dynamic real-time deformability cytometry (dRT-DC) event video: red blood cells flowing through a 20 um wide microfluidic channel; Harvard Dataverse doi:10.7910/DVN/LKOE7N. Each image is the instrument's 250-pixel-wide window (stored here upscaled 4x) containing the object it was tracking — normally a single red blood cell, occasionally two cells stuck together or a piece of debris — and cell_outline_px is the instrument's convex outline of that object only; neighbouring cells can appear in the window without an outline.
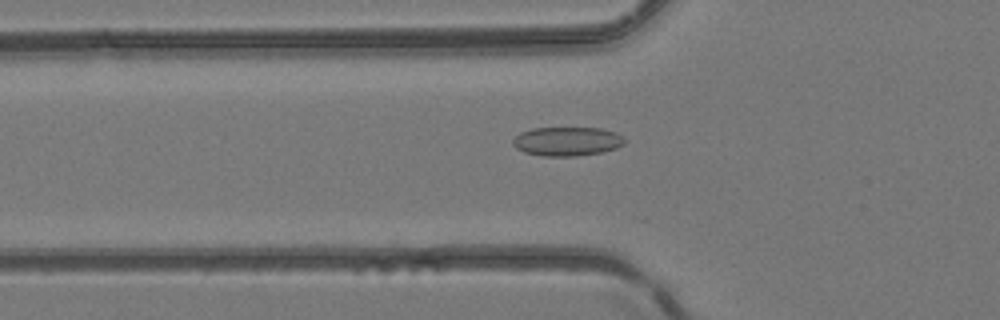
{"species": "common noctule bat (a hibernating species)", "species_latin": "Nyctalus noctula", "temperature_condition": "room temperature", "stored_images_in_passage": 20, "camera_frame_rate_fps": 3000, "um_per_image_px": 0.085, "animal": {"sex": "female", "body_mass_g": 24.6, "forearm_length_mm": 56.2}, "frame": {"image": 1, "passage_image": 11, "time_ms": 3.333, "image_size_px": [1000, 320], "cell_outline_px": [[624, 144], [616, 148], [600, 152], [576, 156], [544, 156], [524, 152], [516, 148], [512, 144], [512, 140], [520, 132], [532, 128], [600, 128], [616, 132], [624, 136]], "centroid_in_image_um": [48.19, 12.01], "position_along_channel_um": 77.6, "area_um2": 18.9}}
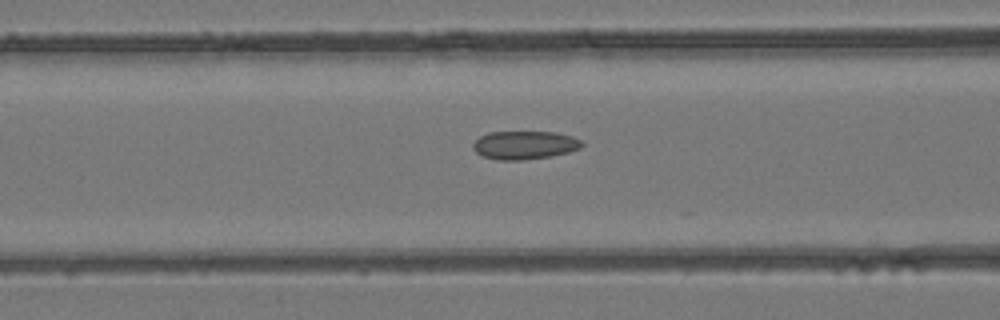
{"frame": {"image": 2, "passage_image": 14, "time_ms": 4.333, "image_size_px": [1000, 320], "cell_outline_px": [[584, 144], [580, 148], [568, 152], [548, 156], [520, 160], [500, 160], [484, 156], [476, 152], [472, 148], [472, 144], [480, 136], [488, 132], [556, 132], [572, 136], [580, 140]], "centroid_in_image_um": [44.58, 12.32], "position_along_channel_um": 122.0, "area_um2": 17.8}}
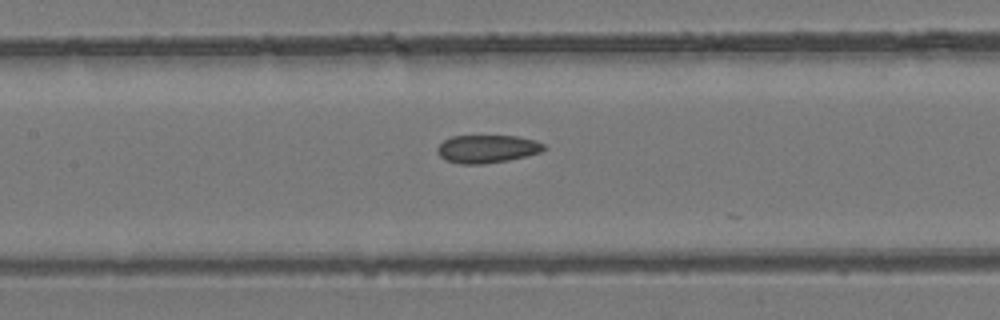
{"frame": {"image": 3, "passage_image": 17, "time_ms": 5.333, "image_size_px": [1000, 320], "cell_outline_px": [[544, 148], [540, 152], [508, 160], [484, 164], [460, 164], [444, 160], [436, 152], [436, 148], [444, 140], [452, 136], [516, 136], [536, 140], [544, 144]], "centroid_in_image_um": [41.36, 12.66], "position_along_channel_um": 166.0, "area_um2": 17.34}}